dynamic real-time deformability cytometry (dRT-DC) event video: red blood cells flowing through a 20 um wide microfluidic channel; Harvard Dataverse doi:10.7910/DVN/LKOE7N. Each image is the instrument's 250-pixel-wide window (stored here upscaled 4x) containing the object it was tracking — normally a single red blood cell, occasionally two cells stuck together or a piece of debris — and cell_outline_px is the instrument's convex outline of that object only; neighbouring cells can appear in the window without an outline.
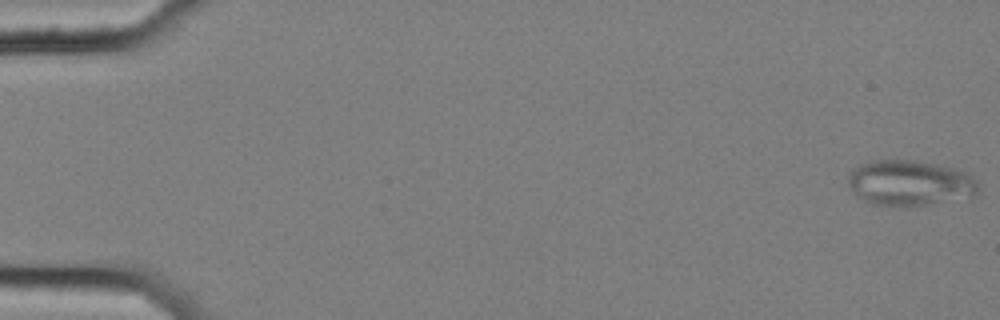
{"species": "common noctule bat (a hibernating species)", "species_latin": "Nyctalus noctula", "temperature_condition": "cold", "stored_images_in_passage": 56, "camera_frame_rate_fps": 3000, "um_per_image_px": 0.085, "animal": {"sex": "female", "body_mass_g": 25.1}, "frame": {"image": 1, "passage_image": 1, "time_ms": 0.0, "image_size_px": [1000, 320], "cell_outline_px": [[976, 192], [924, 204], [904, 208], [900, 208], [872, 204], [856, 196], [848, 184], [848, 176], [852, 168], [860, 164], [872, 160], [912, 160], [936, 164], [968, 172], [976, 180]], "centroid_in_image_um": [77.19, 15.53], "position_along_channel_um": 7.8, "area_um2": 33.99}}
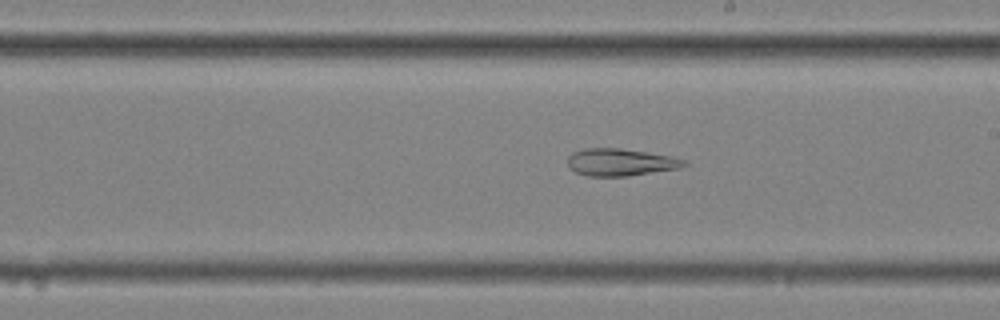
{"frame": {"image": 2, "passage_image": 33, "time_ms": 10.667, "image_size_px": [1000, 320], "cell_outline_px": [[688, 164], [680, 168], [628, 176], [588, 176], [576, 172], [568, 168], [568, 156], [572, 152], [584, 148], [620, 148], [648, 152], [672, 156], [688, 160]], "centroid_in_image_um": [52.76, 13.78], "position_along_channel_um": 236.2, "area_um2": 18.73}}
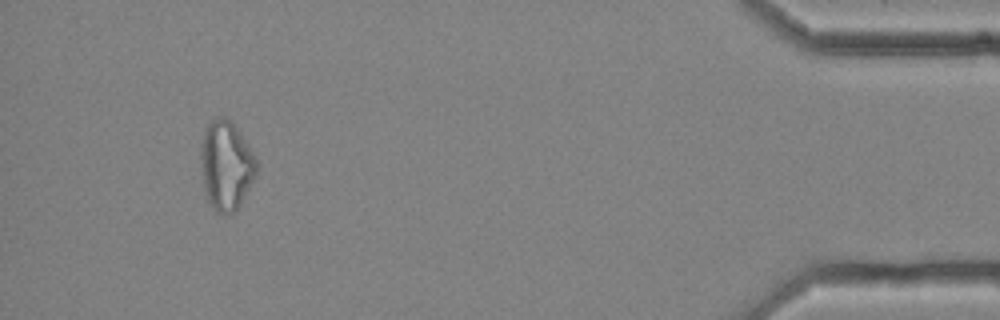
{"frame": {"image": 3, "passage_image": 53, "time_ms": 17.333, "image_size_px": [1000, 320], "cell_outline_px": [[256, 176], [240, 204], [232, 212], [216, 212], [212, 208], [204, 196], [200, 168], [200, 144], [204, 132], [208, 124], [216, 116], [224, 116], [240, 132], [252, 152], [256, 160]], "centroid_in_image_um": [19.17, 14.06], "position_along_channel_um": 416.0, "area_um2": 29.02}, "authors_computed_cell_mechanics": {"area_um2": 26.4146, "velocity_mm_per_s": 3.6261, "shape_relaxation_time_tau1_ms": null, "shape_relaxation_time_tau2_ms": 3.2703, "deformation_change_tau1": null, "deformation_change_tau2": 0.1232}}